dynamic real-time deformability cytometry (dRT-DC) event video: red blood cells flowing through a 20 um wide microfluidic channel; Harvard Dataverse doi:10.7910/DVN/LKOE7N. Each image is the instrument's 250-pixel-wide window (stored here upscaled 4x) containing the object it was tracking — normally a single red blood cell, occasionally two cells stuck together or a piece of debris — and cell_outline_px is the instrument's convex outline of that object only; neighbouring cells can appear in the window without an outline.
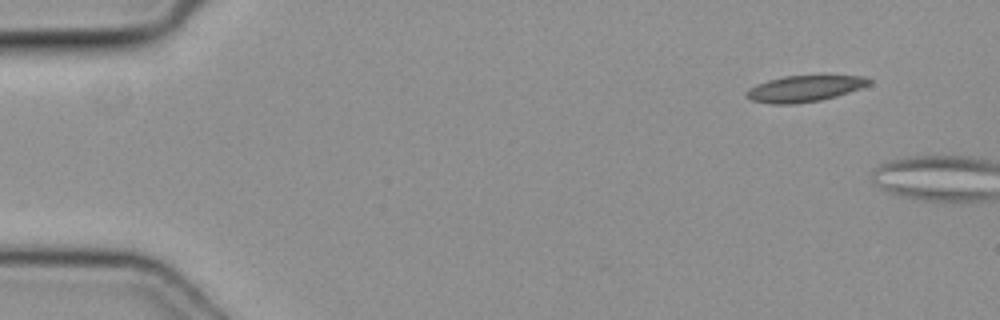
{"species": "common noctule bat (a hibernating species)", "species_latin": "Nyctalus noctula", "temperature_condition": "cold", "stored_images_in_passage": 3, "camera_frame_rate_fps": 3000, "um_per_image_px": 0.085, "animal": {"sex": "female", "body_mass_g": 19.3, "forearm_length_mm": 54.1}, "frame": {"image": 1, "passage_image": 1, "time_ms": 0.0, "image_size_px": [1000, 320], "cell_outline_px": [[872, 84], [836, 96], [820, 100], [796, 104], [772, 104], [752, 100], [744, 96], [744, 92], [748, 88], [756, 84], [768, 80], [784, 76], [864, 76], [872, 80]], "centroid_in_image_um": [68.34, 7.54], "position_along_channel_um": 16.7, "area_um2": 18.73}}